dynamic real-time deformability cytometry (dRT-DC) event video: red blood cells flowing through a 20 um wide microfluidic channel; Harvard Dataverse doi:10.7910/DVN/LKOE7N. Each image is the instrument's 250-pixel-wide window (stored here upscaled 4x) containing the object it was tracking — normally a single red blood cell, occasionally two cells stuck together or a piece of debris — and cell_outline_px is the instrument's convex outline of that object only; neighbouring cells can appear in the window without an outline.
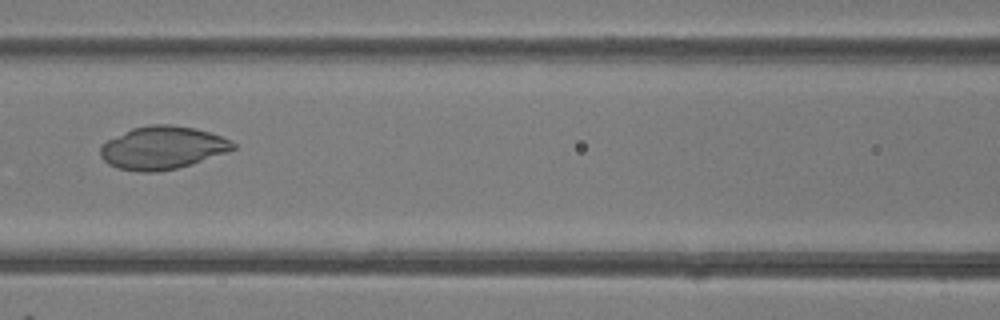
{"species": "common noctule bat (a hibernating species)", "species_latin": "Nyctalus noctula", "temperature_condition": "room temperature", "stored_images_in_passage": 36, "camera_frame_rate_fps": 3000, "um_per_image_px": 0.085, "animal": {"sex": "female"}, "frame": {"image": 1, "passage_image": 10, "time_ms": 3.0, "image_size_px": [1000, 320], "cell_outline_px": [[236, 148], [228, 152], [192, 164], [176, 168], [156, 172], [136, 172], [116, 168], [108, 164], [100, 156], [100, 148], [108, 140], [132, 128], [152, 124], [172, 124], [196, 128], [232, 140], [236, 144]], "centroid_in_image_um": [13.82, 12.56], "position_along_channel_um": 152.8, "area_um2": 33.29}}
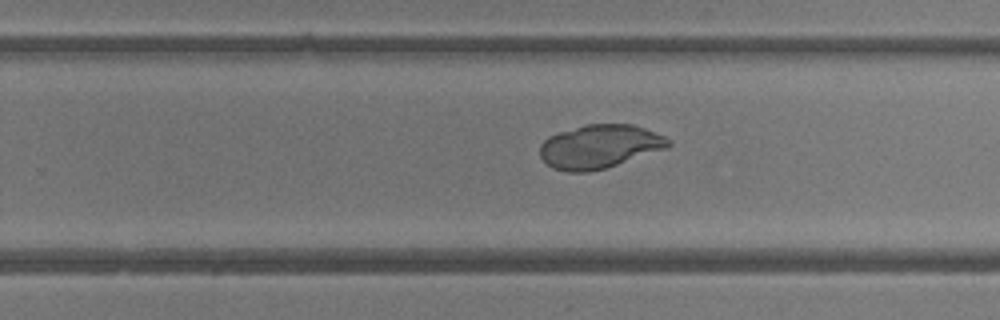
{"frame": {"image": 2, "passage_image": 19, "time_ms": 6.0, "image_size_px": [1000, 320], "cell_outline_px": [[672, 144], [668, 148], [604, 168], [588, 172], [568, 172], [552, 168], [540, 156], [540, 144], [548, 136], [584, 124], [632, 124], [644, 128], [664, 136], [672, 140]], "centroid_in_image_um": [50.96, 12.45], "position_along_channel_um": 278.8, "area_um2": 32.6}}
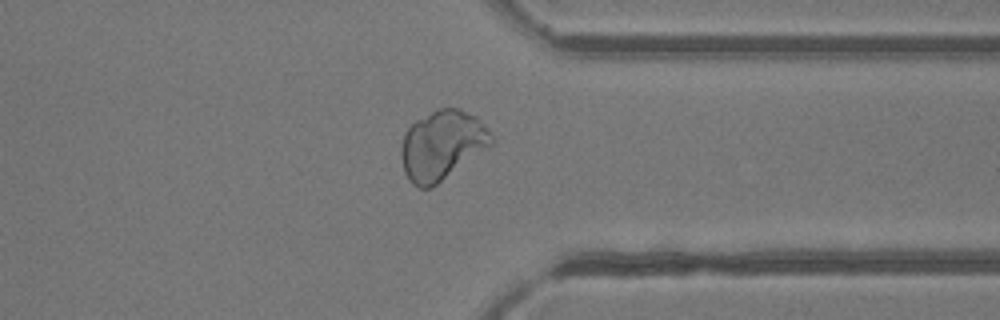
{"frame": {"image": 3, "passage_image": 26, "time_ms": 8.333, "image_size_px": [1000, 320], "cell_outline_px": [[496, 140], [488, 148], [432, 188], [420, 188], [412, 184], [408, 180], [404, 172], [400, 156], [400, 148], [404, 132], [416, 120], [440, 108], [460, 108], [476, 116], [484, 124]], "centroid_in_image_um": [37.57, 12.35], "position_along_channel_um": 373.8, "area_um2": 36.76}}